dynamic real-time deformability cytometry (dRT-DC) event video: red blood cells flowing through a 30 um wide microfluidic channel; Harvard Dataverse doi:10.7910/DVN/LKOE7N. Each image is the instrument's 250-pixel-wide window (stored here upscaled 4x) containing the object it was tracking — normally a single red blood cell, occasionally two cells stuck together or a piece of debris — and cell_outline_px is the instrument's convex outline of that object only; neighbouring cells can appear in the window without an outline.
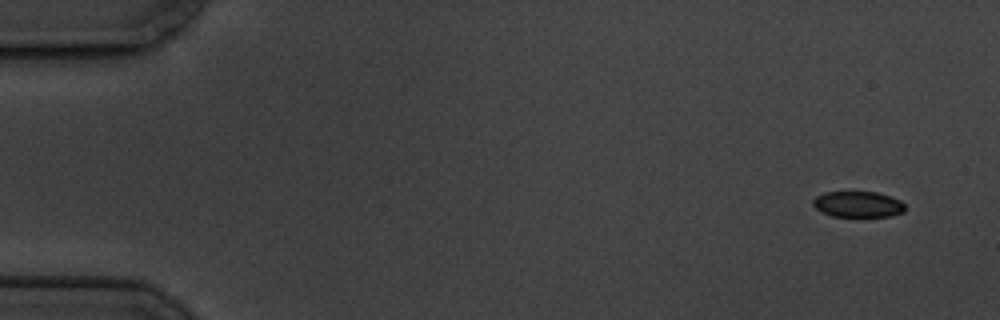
{"species": "common noctule bat (a hibernating species)", "species_latin": "Nyctalus noctula", "temperature_condition": "cold", "stored_images_in_passage": 10, "camera_frame_rate_fps": 3000, "um_per_image_px": 0.085, "animal": {"sex": "male", "body_mass_g": 19.5, "forearm_length_mm": 54.6}, "frame": {"image": 1, "passage_image": 1, "time_ms": 0.0, "image_size_px": [1000, 320], "cell_outline_px": [[904, 212], [892, 216], [860, 220], [856, 220], [832, 216], [820, 212], [812, 204], [812, 200], [816, 196], [824, 192], [876, 192], [900, 200], [904, 204]], "centroid_in_image_um": [72.91, 17.43], "position_along_channel_um": 12.1, "area_um2": 14.8}}
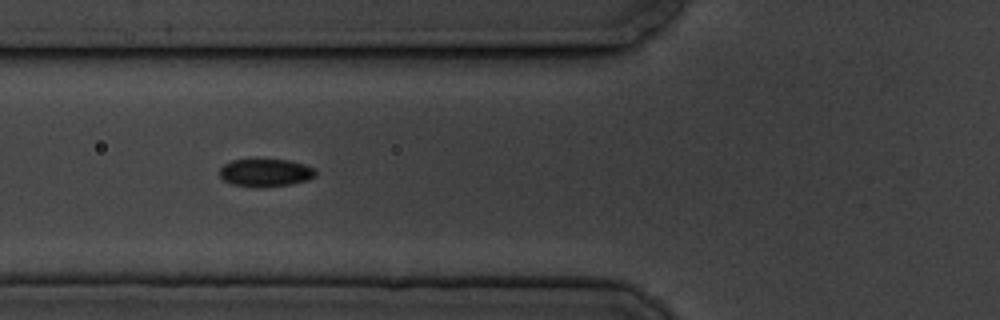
{"frame": {"image": 2, "passage_image": 6, "time_ms": 6.333, "image_size_px": [1000, 320], "cell_outline_px": [[316, 176], [308, 180], [288, 184], [256, 188], [232, 184], [224, 180], [220, 176], [220, 168], [224, 164], [232, 160], [288, 160], [304, 164], [312, 168], [316, 172]], "centroid_in_image_um": [22.55, 14.69], "position_along_channel_um": 103.2, "area_um2": 15.37}}
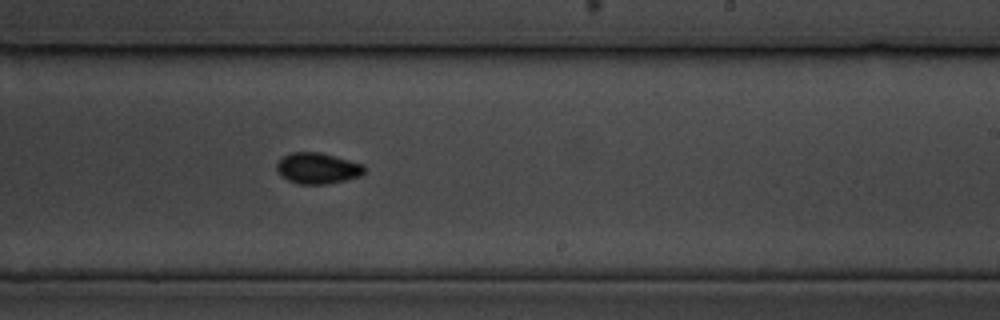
{"frame": {"image": 3, "passage_image": 10, "time_ms": 11.0, "image_size_px": [1000, 320], "cell_outline_px": [[368, 168], [360, 176], [328, 184], [300, 184], [288, 180], [280, 176], [276, 168], [276, 164], [284, 156], [292, 152], [320, 152], [364, 164]], "centroid_in_image_um": [27.01, 14.3], "position_along_channel_um": 262.0, "area_um2": 15.9}}